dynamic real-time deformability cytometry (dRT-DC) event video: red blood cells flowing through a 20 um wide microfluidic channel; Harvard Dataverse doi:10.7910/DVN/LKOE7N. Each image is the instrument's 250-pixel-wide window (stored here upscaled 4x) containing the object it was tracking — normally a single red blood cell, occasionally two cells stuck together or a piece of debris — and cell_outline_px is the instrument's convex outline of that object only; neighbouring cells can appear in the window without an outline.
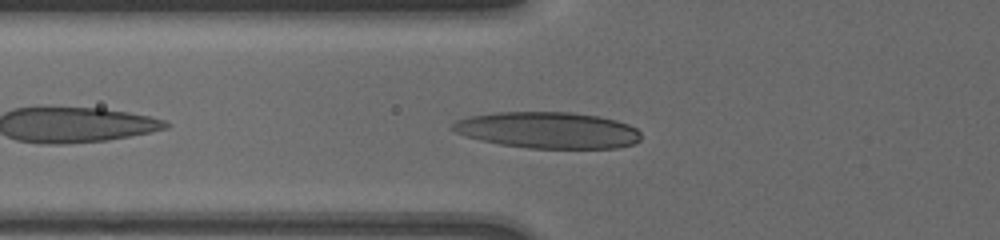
{"species": "human", "species_latin": "Homo sapiens", "temperature_condition": "cold", "stored_images_in_passage": 37, "camera_frame_rate_fps": 3000, "um_per_image_px": 0.085, "donor": {"sex": "male"}, "frame": {"image": 1, "passage_image": 6, "time_ms": 1.333, "image_size_px": [1000, 240], "cell_outline_px": [[640, 140], [632, 144], [616, 148], [528, 148], [500, 144], [480, 140], [464, 136], [448, 128], [456, 120], [468, 116], [496, 112], [572, 112], [596, 116], [616, 120], [628, 124], [636, 128], [640, 132]], "centroid_in_image_um": [46.53, 11.06], "position_along_channel_um": 79.3, "area_um2": 40.06}}
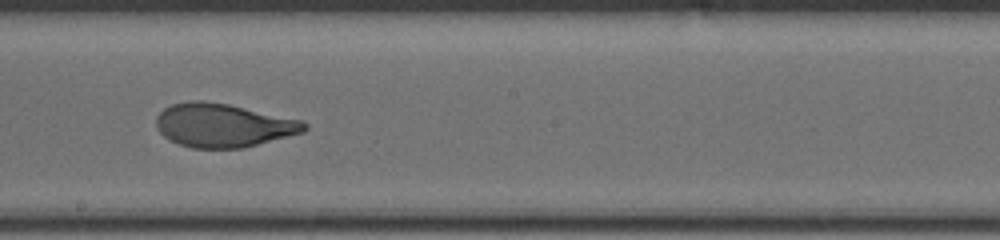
{"frame": {"image": 2, "passage_image": 22, "time_ms": 5.333, "image_size_px": [1000, 240], "cell_outline_px": [[308, 128], [304, 132], [244, 148], [192, 148], [168, 140], [156, 128], [156, 116], [164, 108], [172, 104], [192, 100], [200, 100], [228, 104], [304, 120], [308, 124]], "centroid_in_image_um": [18.98, 10.65], "position_along_channel_um": 229.2, "area_um2": 37.86}}
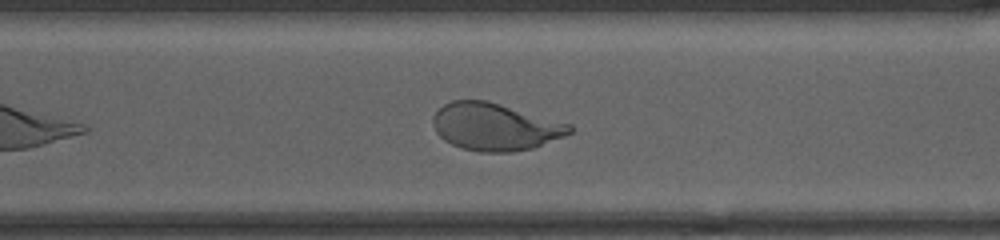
{"frame": {"image": 3, "passage_image": 33, "time_ms": 8.0, "image_size_px": [1000, 240], "cell_outline_px": [[572, 132], [564, 136], [532, 148], [512, 152], [480, 152], [464, 148], [452, 144], [444, 140], [436, 132], [432, 124], [432, 116], [444, 104], [452, 100], [488, 100], [572, 124]], "centroid_in_image_um": [42.07, 10.76], "position_along_channel_um": 328.5, "area_um2": 37.74}}